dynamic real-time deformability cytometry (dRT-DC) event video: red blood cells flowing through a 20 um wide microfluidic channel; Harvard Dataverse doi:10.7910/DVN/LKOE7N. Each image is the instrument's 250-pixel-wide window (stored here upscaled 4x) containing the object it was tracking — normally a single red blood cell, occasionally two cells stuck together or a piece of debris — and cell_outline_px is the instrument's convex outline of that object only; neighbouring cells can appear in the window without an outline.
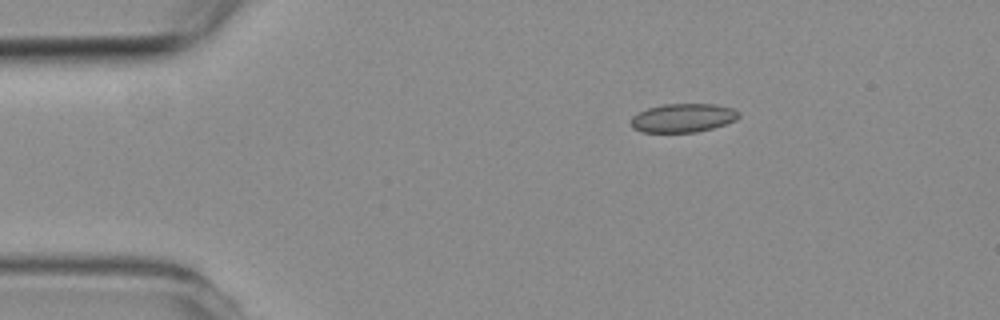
{"species": "common noctule bat (a hibernating species)", "species_latin": "Nyctalus noctula", "temperature_condition": "room temperature", "stored_images_in_passage": 4, "camera_frame_rate_fps": 3000, "um_per_image_px": 0.085, "animal": {"sex": "female", "body_mass_g": 19.3, "forearm_length_mm": 54.1}, "frame": {"image": 1, "passage_image": 1, "time_ms": 0.0, "image_size_px": [1000, 320], "cell_outline_px": [[740, 116], [736, 120], [712, 128], [696, 132], [640, 132], [632, 128], [632, 116], [648, 108], [664, 104], [716, 104], [732, 108], [740, 112]], "centroid_in_image_um": [58.07, 10.02], "position_along_channel_um": 26.9, "area_um2": 17.98}}
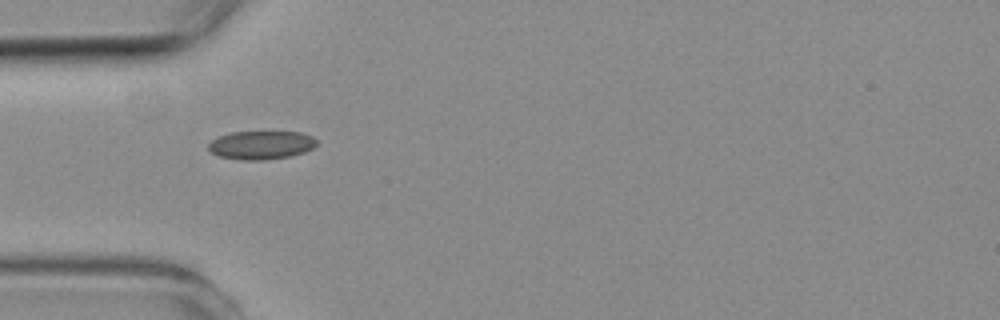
{"frame": {"image": 2, "passage_image": 3, "time_ms": 2.333, "image_size_px": [1000, 320], "cell_outline_px": [[316, 144], [312, 148], [304, 152], [288, 156], [260, 160], [240, 160], [220, 156], [212, 152], [208, 148], [208, 144], [212, 140], [220, 136], [232, 132], [300, 132], [312, 136], [316, 140]], "centroid_in_image_um": [22.19, 12.32], "position_along_channel_um": 62.8, "area_um2": 17.69}}
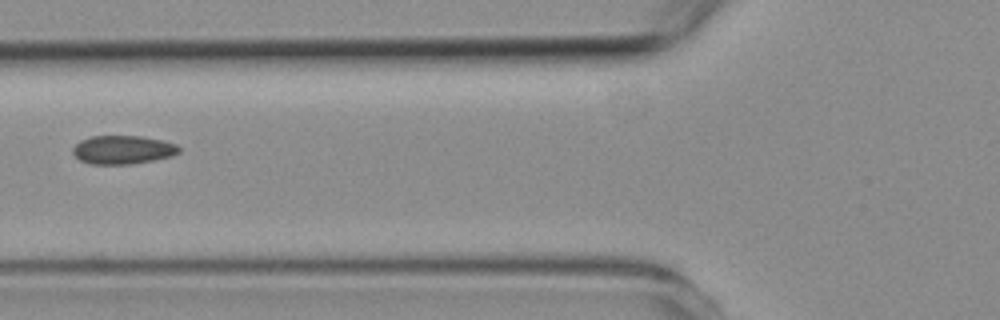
{"frame": {"image": 3, "passage_image": 4, "time_ms": 3.667, "image_size_px": [1000, 320], "cell_outline_px": [[180, 152], [172, 156], [132, 164], [88, 164], [80, 160], [72, 152], [72, 148], [80, 140], [92, 136], [140, 136], [160, 140], [176, 144], [180, 148]], "centroid_in_image_um": [10.42, 12.73], "position_along_channel_um": 115.4, "area_um2": 17.63}}